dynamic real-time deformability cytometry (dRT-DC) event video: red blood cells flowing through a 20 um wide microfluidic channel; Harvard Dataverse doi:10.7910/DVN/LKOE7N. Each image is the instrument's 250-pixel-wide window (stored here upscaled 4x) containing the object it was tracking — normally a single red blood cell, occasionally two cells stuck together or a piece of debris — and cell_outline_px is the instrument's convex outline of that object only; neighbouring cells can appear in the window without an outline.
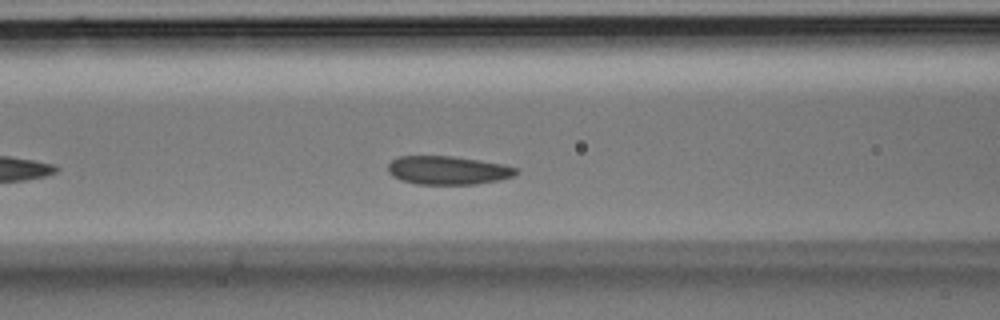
{"species": "Egyptian fruit bat (a non-hibernating species)", "species_latin": "Rousettus aegyptiacus", "temperature_condition": "room temperature", "stored_images_in_passage": 30, "camera_frame_rate_fps": 3000, "um_per_image_px": 0.085, "animal": {"sex": "male"}, "frame": {"image": 1, "passage_image": 7, "time_ms": 2.0, "image_size_px": [1000, 320], "cell_outline_px": [[520, 172], [512, 176], [500, 180], [476, 184], [416, 184], [400, 180], [392, 176], [388, 172], [388, 164], [392, 160], [400, 156], [452, 156], [480, 160], [504, 164], [520, 168]], "centroid_in_image_um": [38.1, 14.47], "position_along_channel_um": 128.5, "area_um2": 21.5}}
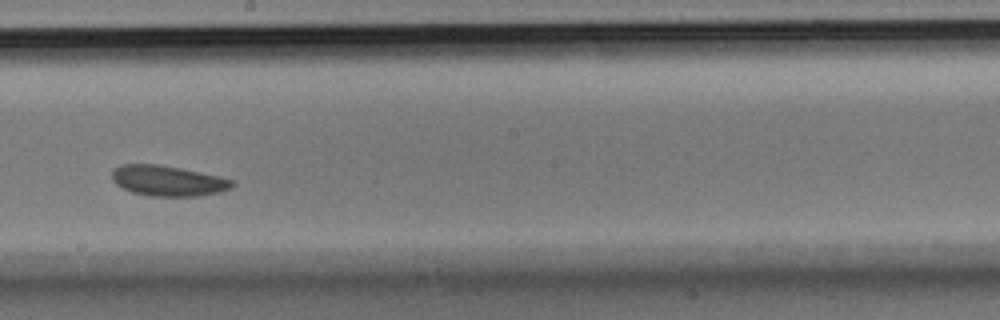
{"frame": {"image": 2, "passage_image": 13, "time_ms": 4.0, "image_size_px": [1000, 320], "cell_outline_px": [[236, 184], [232, 188], [220, 192], [200, 196], [148, 196], [132, 192], [116, 184], [112, 180], [112, 172], [120, 164], [156, 164], [180, 168], [220, 176], [236, 180]], "centroid_in_image_um": [14.33, 15.37], "position_along_channel_um": 233.9, "area_um2": 21.5}}
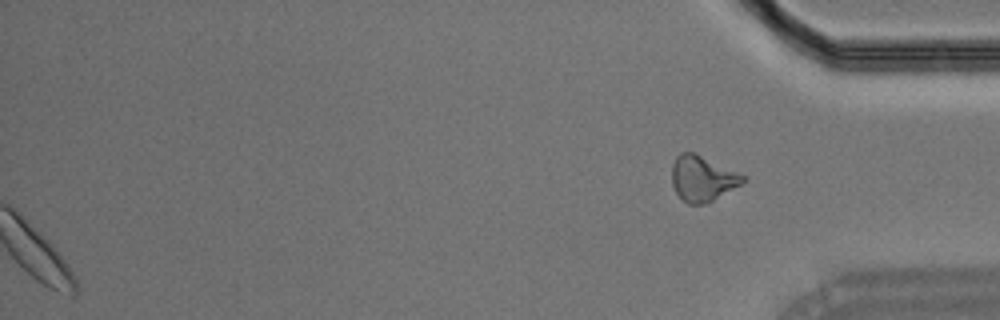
{"frame": {"image": 3, "passage_image": 30, "time_ms": 9.667, "image_size_px": [1000, 320], "cell_outline_px": [[744, 180], [740, 184], [712, 200], [704, 204], [688, 204], [676, 192], [672, 184], [672, 164], [676, 156], [680, 152], [696, 152], [744, 176]], "centroid_in_image_um": [59.64, 15.14], "position_along_channel_um": 375.6, "area_um2": 18.44}}